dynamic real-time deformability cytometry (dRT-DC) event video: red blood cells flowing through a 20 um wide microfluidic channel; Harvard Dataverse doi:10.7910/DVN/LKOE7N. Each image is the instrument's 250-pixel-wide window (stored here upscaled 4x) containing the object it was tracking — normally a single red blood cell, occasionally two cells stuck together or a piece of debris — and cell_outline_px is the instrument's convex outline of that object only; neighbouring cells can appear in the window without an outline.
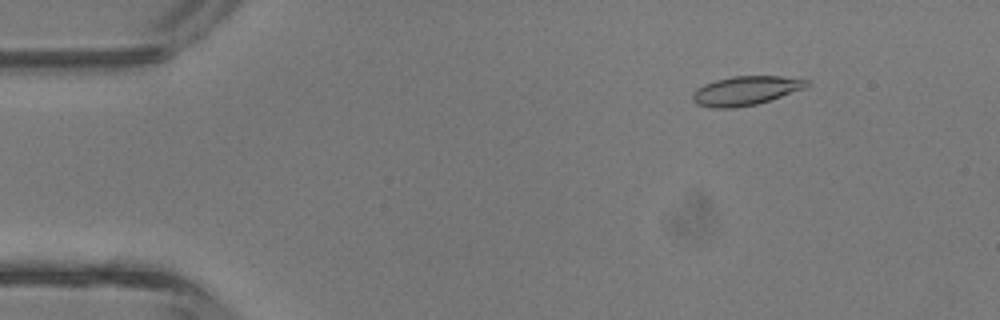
{"species": "common noctule bat (a hibernating species)", "species_latin": "Nyctalus noctula", "temperature_condition": "room temperature", "stored_images_in_passage": 43, "camera_frame_rate_fps": 3000, "um_per_image_px": 0.085, "animal": {"sex": "male", "body_mass_g": 13.3}, "frame": {"image": 1, "passage_image": 6, "time_ms": 1.667, "image_size_px": [1000, 320], "cell_outline_px": [[812, 80], [804, 88], [756, 104], [732, 108], [712, 108], [696, 104], [692, 100], [692, 92], [696, 88], [704, 84], [716, 80], [732, 76], [780, 76]], "centroid_in_image_um": [63.33, 7.7], "position_along_channel_um": 21.7, "area_um2": 19.25}}
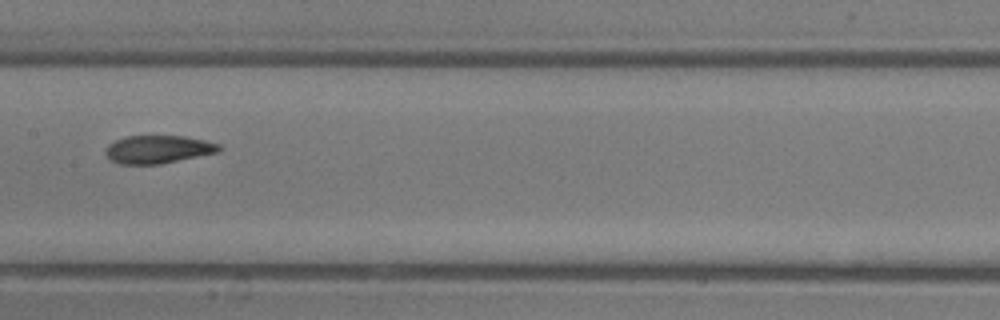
{"frame": {"image": 2, "passage_image": 22, "time_ms": 7.0, "image_size_px": [1000, 320], "cell_outline_px": [[224, 148], [220, 152], [160, 164], [120, 164], [112, 160], [104, 152], [108, 144], [116, 140], [128, 136], [184, 136], [204, 140], [220, 144]], "centroid_in_image_um": [13.48, 12.69], "position_along_channel_um": 193.9, "area_um2": 18.55}}
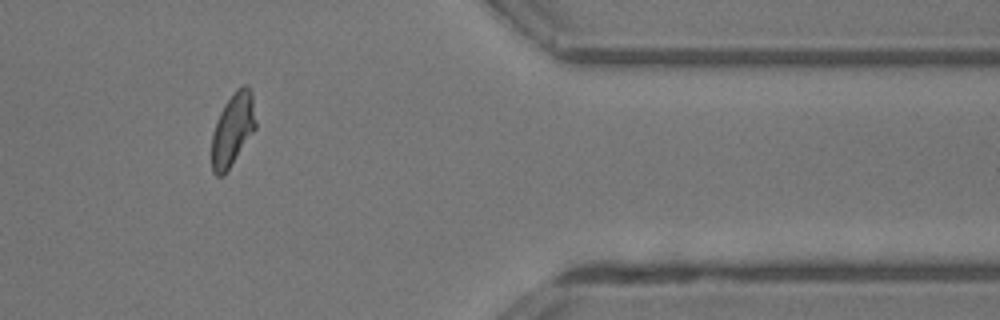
{"frame": {"image": 3, "passage_image": 36, "time_ms": 11.667, "image_size_px": [1000, 320], "cell_outline_px": [[256, 128], [224, 176], [216, 176], [212, 172], [212, 132], [216, 120], [224, 104], [236, 88], [244, 84], [252, 92], [256, 120]], "centroid_in_image_um": [19.77, 11.0], "position_along_channel_um": 391.6, "area_um2": 18.79}, "authors_computed_cell_mechanics": {"area_um2": 18.8428, "velocity_mm_per_s": 4.7825, "shape_relaxation_time_tau1_ms": 3.0531, "shape_relaxation_time_tau2_ms": 1.3694, "deformation_change_tau1": 0.1453, "deformation_change_tau2": 0.0659}}